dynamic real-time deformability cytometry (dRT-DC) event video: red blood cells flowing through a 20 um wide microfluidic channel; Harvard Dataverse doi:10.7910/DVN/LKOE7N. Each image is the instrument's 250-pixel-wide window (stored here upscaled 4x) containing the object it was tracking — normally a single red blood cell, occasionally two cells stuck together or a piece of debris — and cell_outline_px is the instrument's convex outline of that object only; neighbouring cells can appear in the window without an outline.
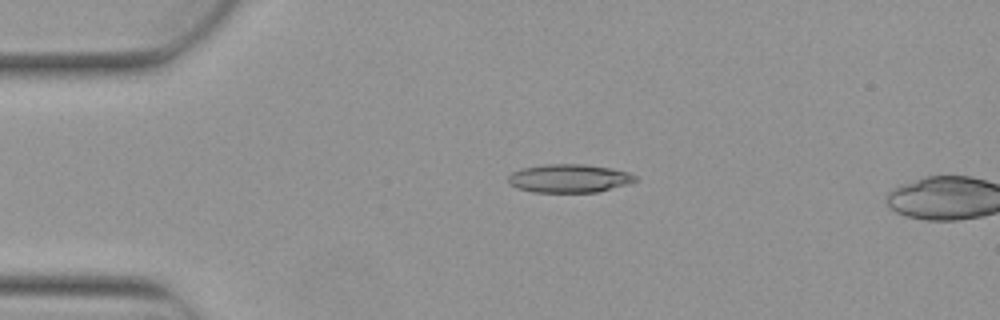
{"species": "Egyptian fruit bat (a non-hibernating species)", "species_latin": "Rousettus aegyptiacus", "temperature_condition": "warm", "stored_images_in_passage": 4, "camera_frame_rate_fps": 3000, "um_per_image_px": 0.085, "animal": {"sex": "female"}, "frame": {"image": 1, "passage_image": 3, "time_ms": 0.667, "image_size_px": [1000, 320], "cell_outline_px": [[636, 180], [628, 184], [596, 192], [532, 192], [516, 188], [508, 180], [508, 176], [512, 172], [520, 168], [544, 164], [584, 164], [612, 168], [628, 172], [636, 176]], "centroid_in_image_um": [48.36, 15.15], "position_along_channel_um": 36.6, "area_um2": 21.04}}